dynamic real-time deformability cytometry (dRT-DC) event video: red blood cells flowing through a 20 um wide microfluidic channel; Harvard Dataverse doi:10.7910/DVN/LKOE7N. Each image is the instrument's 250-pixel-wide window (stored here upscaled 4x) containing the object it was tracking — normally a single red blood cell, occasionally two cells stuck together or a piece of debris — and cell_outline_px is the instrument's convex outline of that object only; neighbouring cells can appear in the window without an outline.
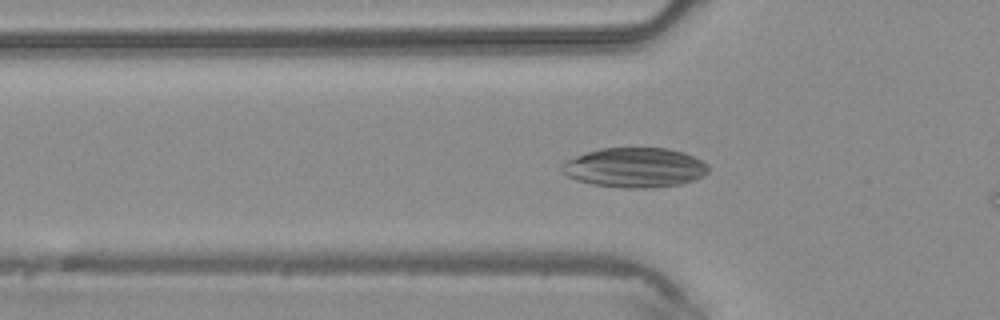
{"species": "common noctule bat (a hibernating species)", "species_latin": "Nyctalus noctula", "temperature_condition": "warm", "stored_images_in_passage": 6, "camera_frame_rate_fps": 3000, "um_per_image_px": 0.085, "animal": {"sex": "male", "body_mass_g": 20.4}, "frame": {"image": 1, "passage_image": 4, "time_ms": 1.0, "image_size_px": [1000, 320], "cell_outline_px": [[708, 172], [704, 176], [680, 184], [648, 188], [624, 188], [592, 184], [576, 180], [568, 176], [560, 168], [568, 160], [576, 156], [600, 148], [668, 148], [684, 152], [708, 164]], "centroid_in_image_um": [53.98, 14.24], "position_along_channel_um": 71.8, "area_um2": 33.7}}